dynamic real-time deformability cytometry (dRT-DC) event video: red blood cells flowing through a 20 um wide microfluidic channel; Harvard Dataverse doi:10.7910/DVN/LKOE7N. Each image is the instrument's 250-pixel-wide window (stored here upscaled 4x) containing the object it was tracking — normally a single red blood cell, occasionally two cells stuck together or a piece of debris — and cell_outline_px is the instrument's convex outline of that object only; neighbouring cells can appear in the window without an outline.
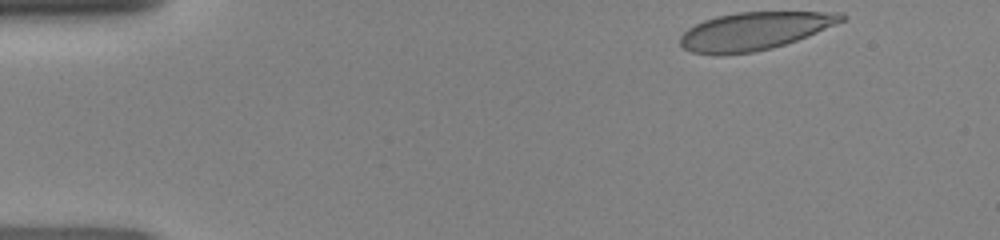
{"species": "human", "species_latin": "Homo sapiens", "temperature_condition": "room temperature", "stored_images_in_passage": 43, "camera_frame_rate_fps": 3000, "um_per_image_px": 0.085, "donor": {"sex": "female"}, "frame": {"image": 1, "passage_image": 1, "time_ms": 0.0, "image_size_px": [1000, 240], "cell_outline_px": [[848, 16], [844, 20], [808, 36], [772, 48], [752, 52], [720, 56], [716, 56], [692, 52], [684, 48], [680, 44], [680, 36], [688, 28], [704, 20], [716, 16], [736, 12], [844, 12]], "centroid_in_image_um": [64.1, 2.64], "position_along_channel_um": 20.9, "area_um2": 35.66}}
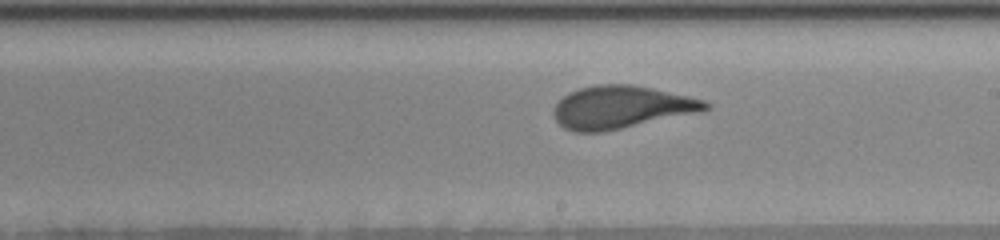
{"frame": {"image": 2, "passage_image": 23, "time_ms": 7.333, "image_size_px": [1000, 240], "cell_outline_px": [[712, 108], [700, 112], [604, 132], [572, 132], [564, 128], [552, 116], [552, 108], [568, 92], [580, 88], [596, 84], [632, 84], [652, 88], [688, 96], [704, 100], [712, 104]], "centroid_in_image_um": [52.79, 9.12], "position_along_channel_um": 236.2, "area_um2": 38.03}}
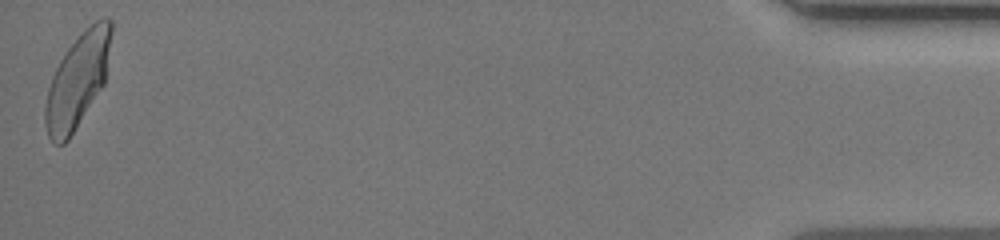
{"frame": {"image": 3, "passage_image": 43, "time_ms": 14.0, "image_size_px": [1000, 240], "cell_outline_px": [[112, 32], [104, 84], [68, 140], [64, 144], [56, 144], [48, 136], [44, 124], [44, 108], [48, 88], [52, 76], [60, 60], [68, 48], [96, 20], [104, 16], [112, 20]], "centroid_in_image_um": [6.58, 6.87], "position_along_channel_um": 428.6, "area_um2": 35.55}}